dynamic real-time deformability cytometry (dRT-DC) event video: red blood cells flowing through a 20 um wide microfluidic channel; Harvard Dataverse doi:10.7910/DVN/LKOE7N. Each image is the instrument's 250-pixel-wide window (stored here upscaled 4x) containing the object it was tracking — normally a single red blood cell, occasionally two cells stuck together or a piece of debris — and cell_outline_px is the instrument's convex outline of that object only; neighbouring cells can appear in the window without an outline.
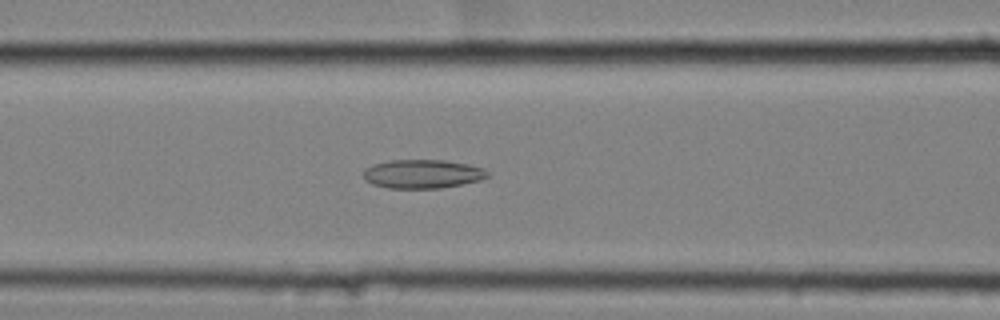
{"species": "common noctule bat (a hibernating species)", "species_latin": "Nyctalus noctula", "temperature_condition": "cold", "stored_images_in_passage": 59, "camera_frame_rate_fps": 3000, "um_per_image_px": 0.085, "animal": {"sex": "female", "body_mass_g": 25.1}, "frame": {"image": 1, "passage_image": 26, "time_ms": 8.333, "image_size_px": [1000, 320], "cell_outline_px": [[488, 176], [480, 180], [440, 188], [388, 188], [372, 184], [364, 180], [364, 168], [372, 164], [388, 160], [444, 160], [468, 164], [484, 168], [488, 172]], "centroid_in_image_um": [35.88, 14.77], "position_along_channel_um": 130.7, "area_um2": 20.87}}
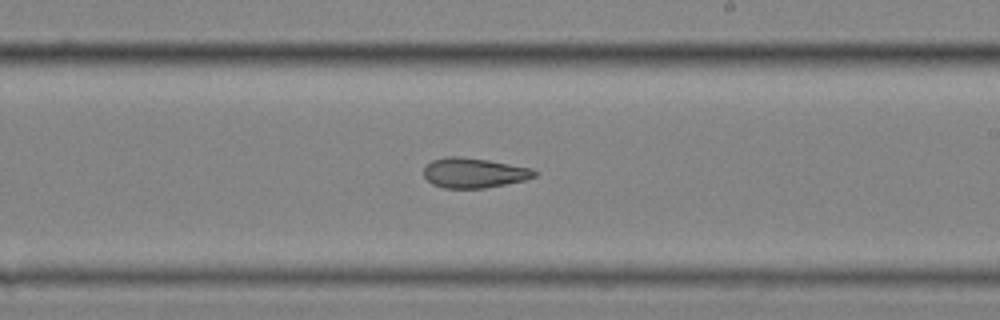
{"frame": {"image": 2, "passage_image": 36, "time_ms": 11.667, "image_size_px": [1000, 320], "cell_outline_px": [[540, 172], [536, 176], [524, 180], [484, 188], [444, 188], [432, 184], [424, 176], [424, 168], [432, 160], [448, 156], [460, 156], [488, 160], [532, 168]], "centroid_in_image_um": [40.3, 14.69], "position_along_channel_um": 248.7, "area_um2": 19.31}}
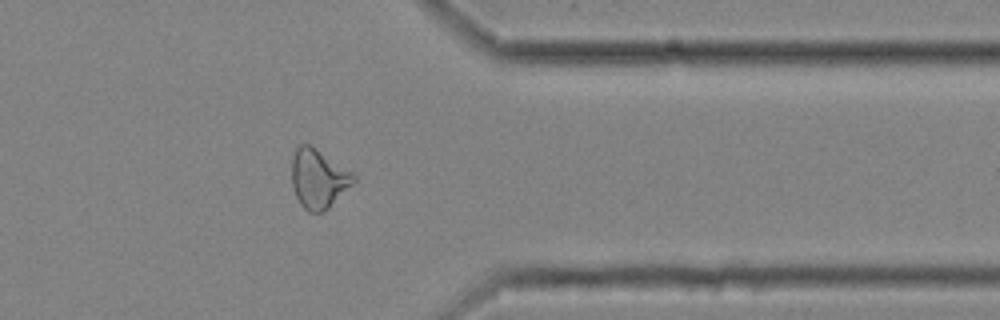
{"frame": {"image": 3, "passage_image": 48, "time_ms": 15.667, "image_size_px": [1000, 320], "cell_outline_px": [[356, 180], [328, 208], [320, 212], [308, 212], [300, 204], [296, 196], [292, 184], [292, 156], [296, 148], [300, 144], [308, 144], [352, 172], [356, 176]], "centroid_in_image_um": [27.04, 15.19], "position_along_channel_um": 384.4, "area_um2": 20.87}, "authors_computed_cell_mechanics": {"area_um2": 22.3686, "velocity_mm_per_s": 3.5473, "shape_relaxation_time_tau1_ms": null, "shape_relaxation_time_tau2_ms": 5.0229, "deformation_change_tau1": null, "deformation_change_tau2": 0.147}}